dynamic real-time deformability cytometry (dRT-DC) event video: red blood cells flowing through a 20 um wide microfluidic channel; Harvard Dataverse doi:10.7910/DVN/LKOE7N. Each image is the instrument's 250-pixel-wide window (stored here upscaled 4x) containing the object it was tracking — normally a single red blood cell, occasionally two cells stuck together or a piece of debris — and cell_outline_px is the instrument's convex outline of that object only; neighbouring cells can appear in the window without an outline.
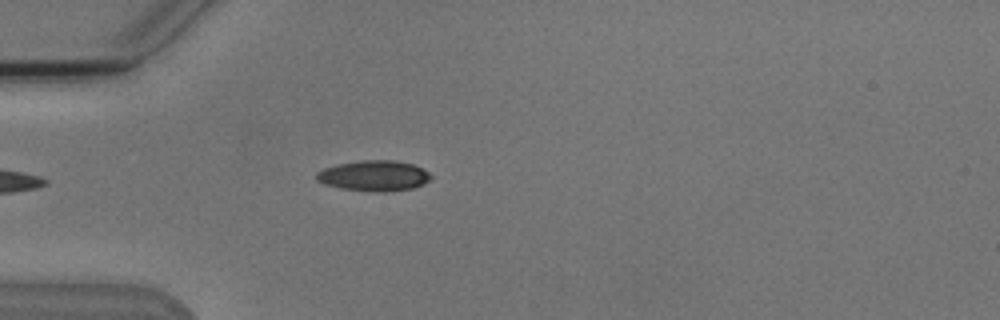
{"species": "Egyptian fruit bat (a non-hibernating species)", "species_latin": "Rousettus aegyptiacus", "temperature_condition": "cold", "stored_images_in_passage": 4, "camera_frame_rate_fps": 3000, "um_per_image_px": 0.085, "animal": {"sex": "male"}, "frame": {"image": 1, "passage_image": 4, "time_ms": 4.333, "image_size_px": [1000, 320], "cell_outline_px": [[432, 176], [424, 184], [412, 188], [384, 192], [376, 192], [340, 188], [324, 184], [316, 180], [316, 172], [324, 168], [336, 164], [360, 160], [396, 160], [412, 164], [428, 172]], "centroid_in_image_um": [31.75, 14.93], "position_along_channel_um": 53.2, "area_um2": 20.4}}